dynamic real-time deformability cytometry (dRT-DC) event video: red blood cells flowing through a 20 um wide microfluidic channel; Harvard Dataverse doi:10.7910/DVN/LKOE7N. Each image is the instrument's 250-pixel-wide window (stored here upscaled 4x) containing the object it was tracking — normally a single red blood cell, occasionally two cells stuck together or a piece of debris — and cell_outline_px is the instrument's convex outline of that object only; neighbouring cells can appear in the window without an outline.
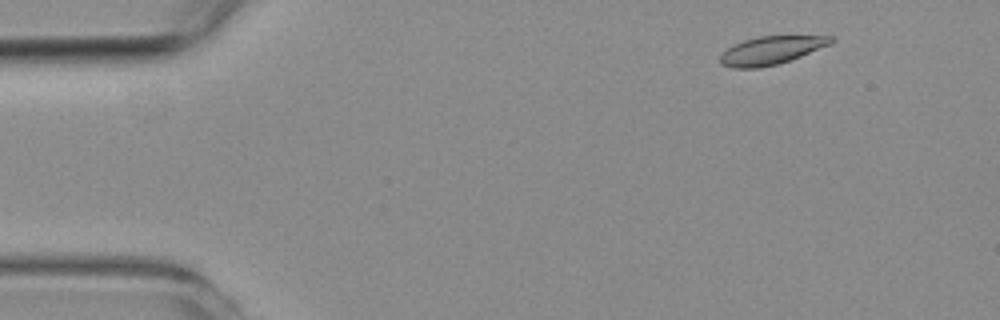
{"species": "common noctule bat (a hibernating species)", "species_latin": "Nyctalus noctula", "temperature_condition": "room temperature", "stored_images_in_passage": 13, "camera_frame_rate_fps": 3000, "um_per_image_px": 0.085, "animal": {"sex": "female", "body_mass_g": 19.3, "forearm_length_mm": 54.1}, "frame": {"image": 1, "passage_image": 4, "time_ms": 1.0, "image_size_px": [1000, 320], "cell_outline_px": [[836, 40], [832, 44], [800, 56], [776, 64], [760, 68], [732, 68], [720, 64], [720, 56], [728, 48], [744, 40], [756, 36], [836, 36]], "centroid_in_image_um": [65.58, 4.27], "position_along_channel_um": 19.4, "area_um2": 18.09}}